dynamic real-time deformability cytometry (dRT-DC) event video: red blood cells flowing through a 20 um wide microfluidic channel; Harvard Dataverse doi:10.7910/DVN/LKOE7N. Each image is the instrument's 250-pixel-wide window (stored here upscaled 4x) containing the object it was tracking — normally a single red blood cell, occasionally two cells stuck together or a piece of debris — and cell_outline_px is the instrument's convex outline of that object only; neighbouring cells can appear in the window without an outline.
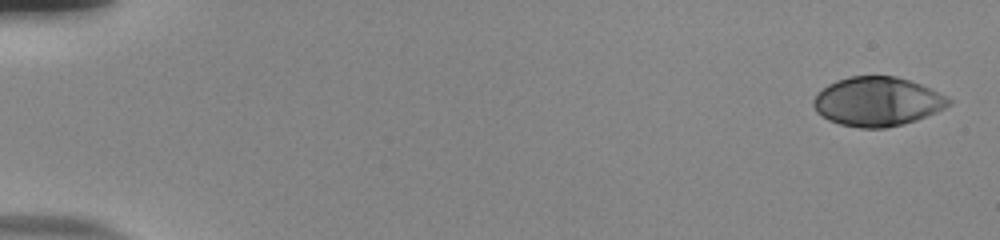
{"species": "human", "species_latin": "Homo sapiens", "temperature_condition": "room temperature", "stored_images_in_passage": 53, "camera_frame_rate_fps": 3000, "um_per_image_px": 0.085, "donor": {"sex": "male"}, "frame": {"image": 1, "passage_image": 1, "time_ms": 0.0, "image_size_px": [1000, 240], "cell_outline_px": [[952, 104], [936, 112], [900, 124], [884, 128], [860, 128], [840, 124], [828, 120], [816, 112], [812, 104], [812, 100], [816, 92], [828, 84], [836, 80], [848, 76], [896, 76], [920, 84], [948, 96], [952, 100]], "centroid_in_image_um": [74.53, 8.62], "position_along_channel_um": 10.5, "area_um2": 38.73}}
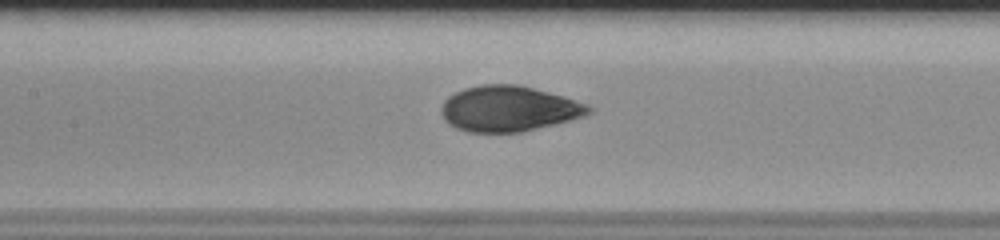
{"frame": {"image": 2, "passage_image": 26, "time_ms": 8.333, "image_size_px": [1000, 240], "cell_outline_px": [[592, 112], [584, 116], [572, 120], [520, 132], [468, 132], [456, 128], [448, 124], [444, 120], [440, 112], [440, 108], [444, 100], [448, 96], [464, 88], [480, 84], [516, 84], [548, 92], [588, 104], [592, 108]], "centroid_in_image_um": [43.21, 9.24], "position_along_channel_um": 164.2, "area_um2": 39.19}}
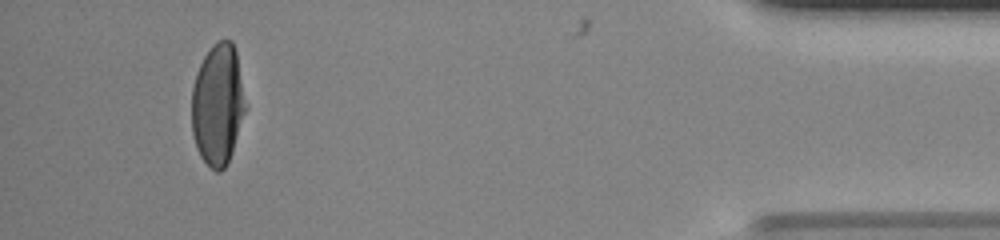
{"frame": {"image": 3, "passage_image": 50, "time_ms": 16.333, "image_size_px": [1000, 240], "cell_outline_px": [[244, 112], [232, 152], [224, 168], [220, 172], [216, 172], [200, 156], [196, 148], [192, 132], [192, 88], [196, 72], [204, 56], [212, 44], [220, 40], [232, 40], [236, 52], [244, 104]], "centroid_in_image_um": [18.47, 8.88], "position_along_channel_um": 416.7, "area_um2": 37.34}, "authors_computed_cell_mechanics": {"area_um2": 39.1306, "velocity_mm_per_s": 3.88, "shape_relaxation_time_tau1_ms": 4.7746, "shape_relaxation_time_tau2_ms": null, "deformation_change_tau1": 0.2217, "deformation_change_tau2": null}}